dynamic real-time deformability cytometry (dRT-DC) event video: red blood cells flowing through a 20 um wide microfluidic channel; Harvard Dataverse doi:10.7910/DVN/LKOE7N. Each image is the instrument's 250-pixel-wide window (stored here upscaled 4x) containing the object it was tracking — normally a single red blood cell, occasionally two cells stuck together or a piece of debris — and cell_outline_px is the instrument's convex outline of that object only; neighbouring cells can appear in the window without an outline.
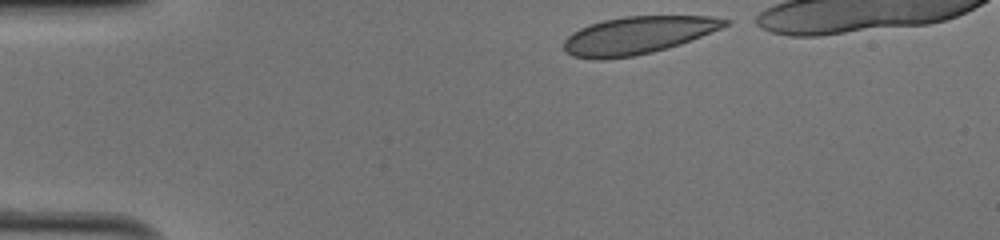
{"species": "human", "species_latin": "Homo sapiens", "temperature_condition": "cold", "stored_images_in_passage": 33, "camera_frame_rate_fps": 3000, "um_per_image_px": 0.085, "donor": {"sex": "male"}, "frame": {"image": 1, "passage_image": 1, "time_ms": 0.0, "image_size_px": [1000, 240], "cell_outline_px": [[732, 20], [728, 24], [720, 28], [680, 44], [652, 52], [636, 56], [604, 60], [592, 60], [572, 56], [564, 52], [564, 40], [572, 32], [580, 28], [604, 20], [624, 16], [712, 16]], "centroid_in_image_um": [54.16, 3.01], "position_along_channel_um": 30.8, "area_um2": 35.26}}
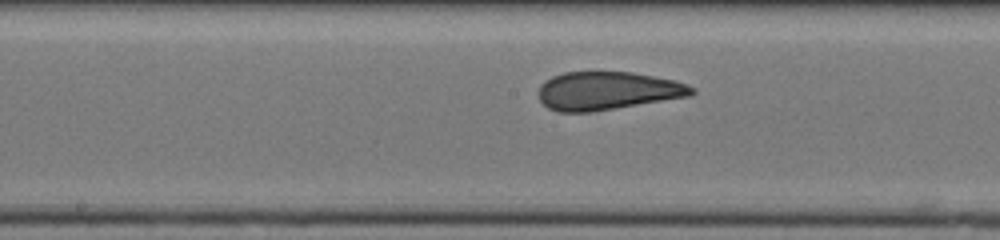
{"frame": {"image": 2, "passage_image": 18, "time_ms": 5.667, "image_size_px": [1000, 240], "cell_outline_px": [[696, 92], [692, 96], [592, 112], [556, 112], [548, 108], [540, 100], [540, 84], [544, 80], [552, 76], [564, 72], [632, 72], [676, 80], [688, 84], [696, 88]], "centroid_in_image_um": [51.68, 7.72], "position_along_channel_um": 196.5, "area_um2": 34.45}}
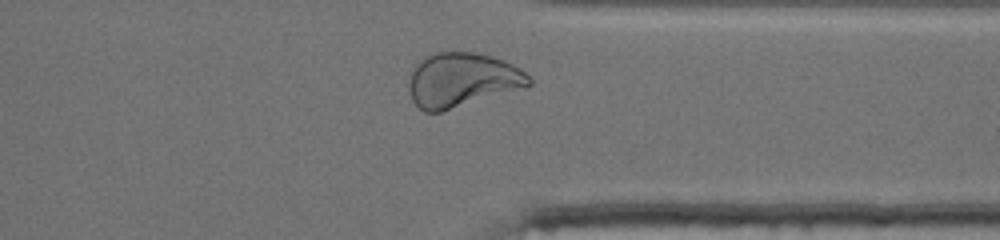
{"frame": {"image": 3, "passage_image": 31, "time_ms": 10.0, "image_size_px": [1000, 240], "cell_outline_px": [[532, 84], [440, 112], [424, 112], [412, 100], [408, 88], [408, 84], [412, 72], [420, 60], [436, 52], [472, 52], [504, 60], [520, 68], [532, 80]], "centroid_in_image_um": [39.24, 6.79], "position_along_channel_um": 372.2, "area_um2": 37.17}, "authors_computed_cell_mechanics": {"area_um2": 35.0846, "velocity_mm_per_s": 4.0627, "shape_relaxation_time_tau1_ms": 10.4655, "shape_relaxation_time_tau2_ms": null, "deformation_change_tau1": 0.2204, "deformation_change_tau2": null}}